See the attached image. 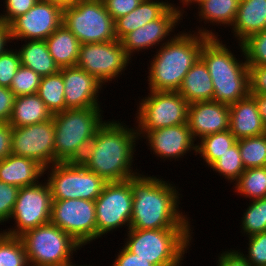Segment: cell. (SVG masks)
I'll use <instances>...</instances> for the list:
<instances>
[{
  "label": "cell",
  "mask_w": 266,
  "mask_h": 266,
  "mask_svg": "<svg viewBox=\"0 0 266 266\" xmlns=\"http://www.w3.org/2000/svg\"><path fill=\"white\" fill-rule=\"evenodd\" d=\"M123 124L105 120L80 161L106 182L124 181L139 174L131 166L136 140L140 137L137 128L130 129Z\"/></svg>",
  "instance_id": "6da1fadb"
},
{
  "label": "cell",
  "mask_w": 266,
  "mask_h": 266,
  "mask_svg": "<svg viewBox=\"0 0 266 266\" xmlns=\"http://www.w3.org/2000/svg\"><path fill=\"white\" fill-rule=\"evenodd\" d=\"M131 184L133 205L129 229L191 228L189 218L178 209L180 194L169 181L139 173L131 177Z\"/></svg>",
  "instance_id": "7a4b0ae2"
},
{
  "label": "cell",
  "mask_w": 266,
  "mask_h": 266,
  "mask_svg": "<svg viewBox=\"0 0 266 266\" xmlns=\"http://www.w3.org/2000/svg\"><path fill=\"white\" fill-rule=\"evenodd\" d=\"M199 31V32H198ZM197 33H178L162 42L150 61L149 89L152 91H178L184 77L200 58L203 44L210 37H217L212 30L199 29ZM196 34V35H195Z\"/></svg>",
  "instance_id": "3957f363"
},
{
  "label": "cell",
  "mask_w": 266,
  "mask_h": 266,
  "mask_svg": "<svg viewBox=\"0 0 266 266\" xmlns=\"http://www.w3.org/2000/svg\"><path fill=\"white\" fill-rule=\"evenodd\" d=\"M218 37L202 46L200 58L207 66L214 87L213 102L230 105L250 94L249 66L237 60Z\"/></svg>",
  "instance_id": "277c9868"
},
{
  "label": "cell",
  "mask_w": 266,
  "mask_h": 266,
  "mask_svg": "<svg viewBox=\"0 0 266 266\" xmlns=\"http://www.w3.org/2000/svg\"><path fill=\"white\" fill-rule=\"evenodd\" d=\"M100 108L67 109L52 115L55 127V163L80 162L105 121Z\"/></svg>",
  "instance_id": "5b68a950"
},
{
  "label": "cell",
  "mask_w": 266,
  "mask_h": 266,
  "mask_svg": "<svg viewBox=\"0 0 266 266\" xmlns=\"http://www.w3.org/2000/svg\"><path fill=\"white\" fill-rule=\"evenodd\" d=\"M192 228L128 229L125 247L154 266H181Z\"/></svg>",
  "instance_id": "8992f818"
},
{
  "label": "cell",
  "mask_w": 266,
  "mask_h": 266,
  "mask_svg": "<svg viewBox=\"0 0 266 266\" xmlns=\"http://www.w3.org/2000/svg\"><path fill=\"white\" fill-rule=\"evenodd\" d=\"M29 266H61L72 263V254L82 246L56 225L47 223L20 236Z\"/></svg>",
  "instance_id": "52a82bcc"
},
{
  "label": "cell",
  "mask_w": 266,
  "mask_h": 266,
  "mask_svg": "<svg viewBox=\"0 0 266 266\" xmlns=\"http://www.w3.org/2000/svg\"><path fill=\"white\" fill-rule=\"evenodd\" d=\"M62 23L80 44L117 40L115 20L108 13L103 0H76L63 8Z\"/></svg>",
  "instance_id": "ba28073f"
},
{
  "label": "cell",
  "mask_w": 266,
  "mask_h": 266,
  "mask_svg": "<svg viewBox=\"0 0 266 266\" xmlns=\"http://www.w3.org/2000/svg\"><path fill=\"white\" fill-rule=\"evenodd\" d=\"M51 166L45 168L44 172L52 168L48 171L50 174L46 180L52 200L87 199L95 201L107 183L81 162H59Z\"/></svg>",
  "instance_id": "9c48e42d"
},
{
  "label": "cell",
  "mask_w": 266,
  "mask_h": 266,
  "mask_svg": "<svg viewBox=\"0 0 266 266\" xmlns=\"http://www.w3.org/2000/svg\"><path fill=\"white\" fill-rule=\"evenodd\" d=\"M189 103L178 91H152L141 99L137 109V133L187 123ZM142 134V135H141Z\"/></svg>",
  "instance_id": "30bf717a"
},
{
  "label": "cell",
  "mask_w": 266,
  "mask_h": 266,
  "mask_svg": "<svg viewBox=\"0 0 266 266\" xmlns=\"http://www.w3.org/2000/svg\"><path fill=\"white\" fill-rule=\"evenodd\" d=\"M50 223L69 234L81 246L97 238L95 201L52 200Z\"/></svg>",
  "instance_id": "8fae6325"
},
{
  "label": "cell",
  "mask_w": 266,
  "mask_h": 266,
  "mask_svg": "<svg viewBox=\"0 0 266 266\" xmlns=\"http://www.w3.org/2000/svg\"><path fill=\"white\" fill-rule=\"evenodd\" d=\"M133 194L131 178L118 182H107L95 200L97 239L116 228H130Z\"/></svg>",
  "instance_id": "7c38bea8"
},
{
  "label": "cell",
  "mask_w": 266,
  "mask_h": 266,
  "mask_svg": "<svg viewBox=\"0 0 266 266\" xmlns=\"http://www.w3.org/2000/svg\"><path fill=\"white\" fill-rule=\"evenodd\" d=\"M52 197L47 182L19 189L10 218L15 220V228L3 230L4 234L20 237L25 232L50 223Z\"/></svg>",
  "instance_id": "4fadbf2b"
},
{
  "label": "cell",
  "mask_w": 266,
  "mask_h": 266,
  "mask_svg": "<svg viewBox=\"0 0 266 266\" xmlns=\"http://www.w3.org/2000/svg\"><path fill=\"white\" fill-rule=\"evenodd\" d=\"M130 58L119 40L80 44L76 66L95 76L104 85L125 71Z\"/></svg>",
  "instance_id": "5bb4252c"
},
{
  "label": "cell",
  "mask_w": 266,
  "mask_h": 266,
  "mask_svg": "<svg viewBox=\"0 0 266 266\" xmlns=\"http://www.w3.org/2000/svg\"><path fill=\"white\" fill-rule=\"evenodd\" d=\"M54 138L53 117L38 124L12 127L11 153L35 160L45 169L55 164Z\"/></svg>",
  "instance_id": "9a60e30c"
},
{
  "label": "cell",
  "mask_w": 266,
  "mask_h": 266,
  "mask_svg": "<svg viewBox=\"0 0 266 266\" xmlns=\"http://www.w3.org/2000/svg\"><path fill=\"white\" fill-rule=\"evenodd\" d=\"M63 22V8L39 0L10 26L11 40H46Z\"/></svg>",
  "instance_id": "2e32d148"
},
{
  "label": "cell",
  "mask_w": 266,
  "mask_h": 266,
  "mask_svg": "<svg viewBox=\"0 0 266 266\" xmlns=\"http://www.w3.org/2000/svg\"><path fill=\"white\" fill-rule=\"evenodd\" d=\"M175 5H172L159 19L153 20L128 33L122 40L121 44L125 49L126 54L130 57L133 52H140L148 49L156 44L159 45L167 36H169L182 20L183 11Z\"/></svg>",
  "instance_id": "e0dca14e"
},
{
  "label": "cell",
  "mask_w": 266,
  "mask_h": 266,
  "mask_svg": "<svg viewBox=\"0 0 266 266\" xmlns=\"http://www.w3.org/2000/svg\"><path fill=\"white\" fill-rule=\"evenodd\" d=\"M62 76L66 110L100 108L98 93L103 83L95 76L77 66L62 68Z\"/></svg>",
  "instance_id": "ac0fdd59"
},
{
  "label": "cell",
  "mask_w": 266,
  "mask_h": 266,
  "mask_svg": "<svg viewBox=\"0 0 266 266\" xmlns=\"http://www.w3.org/2000/svg\"><path fill=\"white\" fill-rule=\"evenodd\" d=\"M229 105L220 102L203 101L189 104L187 124L194 140L229 130Z\"/></svg>",
  "instance_id": "d6986e66"
},
{
  "label": "cell",
  "mask_w": 266,
  "mask_h": 266,
  "mask_svg": "<svg viewBox=\"0 0 266 266\" xmlns=\"http://www.w3.org/2000/svg\"><path fill=\"white\" fill-rule=\"evenodd\" d=\"M153 154L162 159H179L181 156L194 150L196 145L187 123L150 130L145 136ZM169 157V158H168Z\"/></svg>",
  "instance_id": "ffe728a7"
},
{
  "label": "cell",
  "mask_w": 266,
  "mask_h": 266,
  "mask_svg": "<svg viewBox=\"0 0 266 266\" xmlns=\"http://www.w3.org/2000/svg\"><path fill=\"white\" fill-rule=\"evenodd\" d=\"M229 109V130L237 140L266 133L255 99L250 94L230 104Z\"/></svg>",
  "instance_id": "44dd1931"
},
{
  "label": "cell",
  "mask_w": 266,
  "mask_h": 266,
  "mask_svg": "<svg viewBox=\"0 0 266 266\" xmlns=\"http://www.w3.org/2000/svg\"><path fill=\"white\" fill-rule=\"evenodd\" d=\"M44 174L39 163L23 156L11 153L0 160V181L19 188L37 184Z\"/></svg>",
  "instance_id": "7402d4cb"
},
{
  "label": "cell",
  "mask_w": 266,
  "mask_h": 266,
  "mask_svg": "<svg viewBox=\"0 0 266 266\" xmlns=\"http://www.w3.org/2000/svg\"><path fill=\"white\" fill-rule=\"evenodd\" d=\"M233 35L242 44L250 36L266 29V0H240Z\"/></svg>",
  "instance_id": "603a6c76"
},
{
  "label": "cell",
  "mask_w": 266,
  "mask_h": 266,
  "mask_svg": "<svg viewBox=\"0 0 266 266\" xmlns=\"http://www.w3.org/2000/svg\"><path fill=\"white\" fill-rule=\"evenodd\" d=\"M172 5L168 1L142 0L129 14L115 20L116 39L121 41L128 33L159 19Z\"/></svg>",
  "instance_id": "cb8c5ba5"
},
{
  "label": "cell",
  "mask_w": 266,
  "mask_h": 266,
  "mask_svg": "<svg viewBox=\"0 0 266 266\" xmlns=\"http://www.w3.org/2000/svg\"><path fill=\"white\" fill-rule=\"evenodd\" d=\"M178 92L189 104L212 101L214 87L212 78L204 61L199 58L184 77Z\"/></svg>",
  "instance_id": "d4e9b609"
},
{
  "label": "cell",
  "mask_w": 266,
  "mask_h": 266,
  "mask_svg": "<svg viewBox=\"0 0 266 266\" xmlns=\"http://www.w3.org/2000/svg\"><path fill=\"white\" fill-rule=\"evenodd\" d=\"M45 41L59 69L76 66L80 43L63 23Z\"/></svg>",
  "instance_id": "484cf974"
},
{
  "label": "cell",
  "mask_w": 266,
  "mask_h": 266,
  "mask_svg": "<svg viewBox=\"0 0 266 266\" xmlns=\"http://www.w3.org/2000/svg\"><path fill=\"white\" fill-rule=\"evenodd\" d=\"M51 118L52 113L35 93L15 97L9 124L12 127H23L42 123Z\"/></svg>",
  "instance_id": "4316f807"
},
{
  "label": "cell",
  "mask_w": 266,
  "mask_h": 266,
  "mask_svg": "<svg viewBox=\"0 0 266 266\" xmlns=\"http://www.w3.org/2000/svg\"><path fill=\"white\" fill-rule=\"evenodd\" d=\"M18 53L23 66L32 69L41 77L57 73L60 69L49 53L45 40H25Z\"/></svg>",
  "instance_id": "83f0119b"
},
{
  "label": "cell",
  "mask_w": 266,
  "mask_h": 266,
  "mask_svg": "<svg viewBox=\"0 0 266 266\" xmlns=\"http://www.w3.org/2000/svg\"><path fill=\"white\" fill-rule=\"evenodd\" d=\"M240 0H198V14L202 20L232 26L235 22ZM203 18V19H202Z\"/></svg>",
  "instance_id": "f1b7e54d"
},
{
  "label": "cell",
  "mask_w": 266,
  "mask_h": 266,
  "mask_svg": "<svg viewBox=\"0 0 266 266\" xmlns=\"http://www.w3.org/2000/svg\"><path fill=\"white\" fill-rule=\"evenodd\" d=\"M37 94L52 115L66 110L62 68L55 74L41 78Z\"/></svg>",
  "instance_id": "f546056e"
},
{
  "label": "cell",
  "mask_w": 266,
  "mask_h": 266,
  "mask_svg": "<svg viewBox=\"0 0 266 266\" xmlns=\"http://www.w3.org/2000/svg\"><path fill=\"white\" fill-rule=\"evenodd\" d=\"M236 143L237 139L230 130L209 134L200 139V143L196 145V153L201 154L204 162L210 167Z\"/></svg>",
  "instance_id": "4dcf8cb0"
},
{
  "label": "cell",
  "mask_w": 266,
  "mask_h": 266,
  "mask_svg": "<svg viewBox=\"0 0 266 266\" xmlns=\"http://www.w3.org/2000/svg\"><path fill=\"white\" fill-rule=\"evenodd\" d=\"M235 192L251 200L266 197V167L247 168L234 183Z\"/></svg>",
  "instance_id": "1f68e13d"
},
{
  "label": "cell",
  "mask_w": 266,
  "mask_h": 266,
  "mask_svg": "<svg viewBox=\"0 0 266 266\" xmlns=\"http://www.w3.org/2000/svg\"><path fill=\"white\" fill-rule=\"evenodd\" d=\"M245 169L266 167V133L237 140Z\"/></svg>",
  "instance_id": "d6a6232c"
},
{
  "label": "cell",
  "mask_w": 266,
  "mask_h": 266,
  "mask_svg": "<svg viewBox=\"0 0 266 266\" xmlns=\"http://www.w3.org/2000/svg\"><path fill=\"white\" fill-rule=\"evenodd\" d=\"M0 266H29L20 237L0 233Z\"/></svg>",
  "instance_id": "836d02e7"
},
{
  "label": "cell",
  "mask_w": 266,
  "mask_h": 266,
  "mask_svg": "<svg viewBox=\"0 0 266 266\" xmlns=\"http://www.w3.org/2000/svg\"><path fill=\"white\" fill-rule=\"evenodd\" d=\"M210 168H212L213 171H216V173L218 172L219 175H223L228 181L236 182L245 170L238 143L220 156Z\"/></svg>",
  "instance_id": "e575fe53"
},
{
  "label": "cell",
  "mask_w": 266,
  "mask_h": 266,
  "mask_svg": "<svg viewBox=\"0 0 266 266\" xmlns=\"http://www.w3.org/2000/svg\"><path fill=\"white\" fill-rule=\"evenodd\" d=\"M242 217V231L251 236L266 231V197L255 199Z\"/></svg>",
  "instance_id": "d590c367"
},
{
  "label": "cell",
  "mask_w": 266,
  "mask_h": 266,
  "mask_svg": "<svg viewBox=\"0 0 266 266\" xmlns=\"http://www.w3.org/2000/svg\"><path fill=\"white\" fill-rule=\"evenodd\" d=\"M248 65H266V29L239 43Z\"/></svg>",
  "instance_id": "8d00e7d4"
},
{
  "label": "cell",
  "mask_w": 266,
  "mask_h": 266,
  "mask_svg": "<svg viewBox=\"0 0 266 266\" xmlns=\"http://www.w3.org/2000/svg\"><path fill=\"white\" fill-rule=\"evenodd\" d=\"M41 78L42 77L35 73L32 69L21 64L12 79L9 89L15 97L35 94L38 91Z\"/></svg>",
  "instance_id": "74e56055"
},
{
  "label": "cell",
  "mask_w": 266,
  "mask_h": 266,
  "mask_svg": "<svg viewBox=\"0 0 266 266\" xmlns=\"http://www.w3.org/2000/svg\"><path fill=\"white\" fill-rule=\"evenodd\" d=\"M20 65V55L17 49L14 51L7 48L0 54V86L10 88Z\"/></svg>",
  "instance_id": "f35d334b"
},
{
  "label": "cell",
  "mask_w": 266,
  "mask_h": 266,
  "mask_svg": "<svg viewBox=\"0 0 266 266\" xmlns=\"http://www.w3.org/2000/svg\"><path fill=\"white\" fill-rule=\"evenodd\" d=\"M248 238V254L240 253L252 266L266 265V231Z\"/></svg>",
  "instance_id": "ab89813d"
},
{
  "label": "cell",
  "mask_w": 266,
  "mask_h": 266,
  "mask_svg": "<svg viewBox=\"0 0 266 266\" xmlns=\"http://www.w3.org/2000/svg\"><path fill=\"white\" fill-rule=\"evenodd\" d=\"M19 187L0 181V223L8 221L10 218L17 196Z\"/></svg>",
  "instance_id": "60d3db41"
},
{
  "label": "cell",
  "mask_w": 266,
  "mask_h": 266,
  "mask_svg": "<svg viewBox=\"0 0 266 266\" xmlns=\"http://www.w3.org/2000/svg\"><path fill=\"white\" fill-rule=\"evenodd\" d=\"M5 13L0 14V20L10 25L16 18L28 12L39 0H4Z\"/></svg>",
  "instance_id": "b9f144b4"
},
{
  "label": "cell",
  "mask_w": 266,
  "mask_h": 266,
  "mask_svg": "<svg viewBox=\"0 0 266 266\" xmlns=\"http://www.w3.org/2000/svg\"><path fill=\"white\" fill-rule=\"evenodd\" d=\"M250 94H266V65H248Z\"/></svg>",
  "instance_id": "7bdbcfd3"
},
{
  "label": "cell",
  "mask_w": 266,
  "mask_h": 266,
  "mask_svg": "<svg viewBox=\"0 0 266 266\" xmlns=\"http://www.w3.org/2000/svg\"><path fill=\"white\" fill-rule=\"evenodd\" d=\"M110 16L116 20L129 14L142 0H103Z\"/></svg>",
  "instance_id": "ee69618b"
},
{
  "label": "cell",
  "mask_w": 266,
  "mask_h": 266,
  "mask_svg": "<svg viewBox=\"0 0 266 266\" xmlns=\"http://www.w3.org/2000/svg\"><path fill=\"white\" fill-rule=\"evenodd\" d=\"M15 95L8 87L0 86V122L9 123Z\"/></svg>",
  "instance_id": "f6af8a7d"
},
{
  "label": "cell",
  "mask_w": 266,
  "mask_h": 266,
  "mask_svg": "<svg viewBox=\"0 0 266 266\" xmlns=\"http://www.w3.org/2000/svg\"><path fill=\"white\" fill-rule=\"evenodd\" d=\"M112 266H154L148 260L142 259L139 256L130 252L125 246L119 251L117 258Z\"/></svg>",
  "instance_id": "bcb514c9"
},
{
  "label": "cell",
  "mask_w": 266,
  "mask_h": 266,
  "mask_svg": "<svg viewBox=\"0 0 266 266\" xmlns=\"http://www.w3.org/2000/svg\"><path fill=\"white\" fill-rule=\"evenodd\" d=\"M217 261V266H252L240 253L239 250L224 251Z\"/></svg>",
  "instance_id": "7dc6e473"
},
{
  "label": "cell",
  "mask_w": 266,
  "mask_h": 266,
  "mask_svg": "<svg viewBox=\"0 0 266 266\" xmlns=\"http://www.w3.org/2000/svg\"><path fill=\"white\" fill-rule=\"evenodd\" d=\"M12 126L0 122V160L11 154Z\"/></svg>",
  "instance_id": "c3c4849f"
},
{
  "label": "cell",
  "mask_w": 266,
  "mask_h": 266,
  "mask_svg": "<svg viewBox=\"0 0 266 266\" xmlns=\"http://www.w3.org/2000/svg\"><path fill=\"white\" fill-rule=\"evenodd\" d=\"M10 26L0 20V54L6 50V45L10 42Z\"/></svg>",
  "instance_id": "681fc988"
},
{
  "label": "cell",
  "mask_w": 266,
  "mask_h": 266,
  "mask_svg": "<svg viewBox=\"0 0 266 266\" xmlns=\"http://www.w3.org/2000/svg\"><path fill=\"white\" fill-rule=\"evenodd\" d=\"M258 107V112L261 116L262 122L266 128V94H250Z\"/></svg>",
  "instance_id": "f907efd6"
},
{
  "label": "cell",
  "mask_w": 266,
  "mask_h": 266,
  "mask_svg": "<svg viewBox=\"0 0 266 266\" xmlns=\"http://www.w3.org/2000/svg\"><path fill=\"white\" fill-rule=\"evenodd\" d=\"M41 1H47L50 3H54V4L61 6L62 8H65V7L72 5L76 0H41Z\"/></svg>",
  "instance_id": "816d5d0a"
},
{
  "label": "cell",
  "mask_w": 266,
  "mask_h": 266,
  "mask_svg": "<svg viewBox=\"0 0 266 266\" xmlns=\"http://www.w3.org/2000/svg\"><path fill=\"white\" fill-rule=\"evenodd\" d=\"M181 2H182V5L184 6V4L186 5V6H188L189 4H194L196 1H198V0H180Z\"/></svg>",
  "instance_id": "f5cc1de1"
},
{
  "label": "cell",
  "mask_w": 266,
  "mask_h": 266,
  "mask_svg": "<svg viewBox=\"0 0 266 266\" xmlns=\"http://www.w3.org/2000/svg\"><path fill=\"white\" fill-rule=\"evenodd\" d=\"M61 266H76V264L74 265L73 263H68V264L61 265ZM77 266H87V265H77ZM88 266H90V265H88Z\"/></svg>",
  "instance_id": "db71d44e"
}]
</instances>
